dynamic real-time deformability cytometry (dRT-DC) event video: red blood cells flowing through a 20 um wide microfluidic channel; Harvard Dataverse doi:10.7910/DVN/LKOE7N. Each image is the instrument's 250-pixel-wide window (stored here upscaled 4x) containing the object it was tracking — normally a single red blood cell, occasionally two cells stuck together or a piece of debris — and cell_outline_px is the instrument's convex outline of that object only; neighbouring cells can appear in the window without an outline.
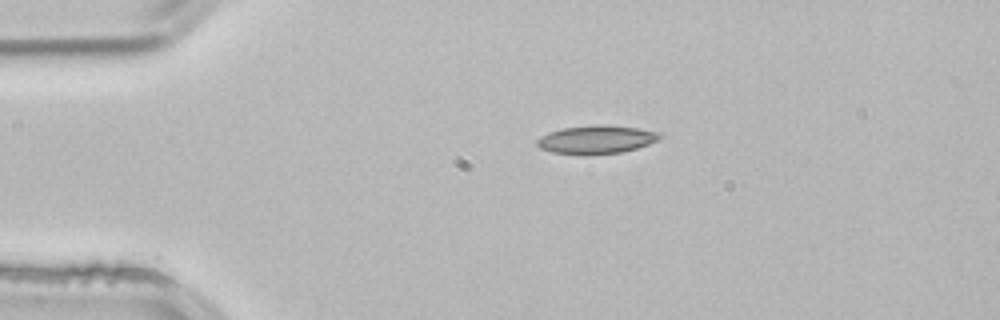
{"species": "common noctule bat (a hibernating species)", "species_latin": "Nyctalus noctula", "temperature_condition": "room temperature", "stored_images_in_passage": 2, "camera_frame_rate_fps": 3000, "um_per_image_px": 0.085, "animal": {"sex": "male", "body_mass_g": 21.5, "forearm_length_mm": 52.0}, "frame": {"image": 1, "passage_image": 1, "time_ms": 0.0, "image_size_px": [1000, 320], "cell_outline_px": [[664, 136], [660, 140], [636, 148], [620, 152], [584, 156], [580, 156], [552, 152], [540, 148], [536, 144], [536, 140], [540, 136], [548, 132], [564, 128], [596, 124], [604, 124], [636, 128], [660, 132]], "centroid_in_image_um": [50.68, 11.87], "position_along_channel_um": 34.3, "area_um2": 20.63}}